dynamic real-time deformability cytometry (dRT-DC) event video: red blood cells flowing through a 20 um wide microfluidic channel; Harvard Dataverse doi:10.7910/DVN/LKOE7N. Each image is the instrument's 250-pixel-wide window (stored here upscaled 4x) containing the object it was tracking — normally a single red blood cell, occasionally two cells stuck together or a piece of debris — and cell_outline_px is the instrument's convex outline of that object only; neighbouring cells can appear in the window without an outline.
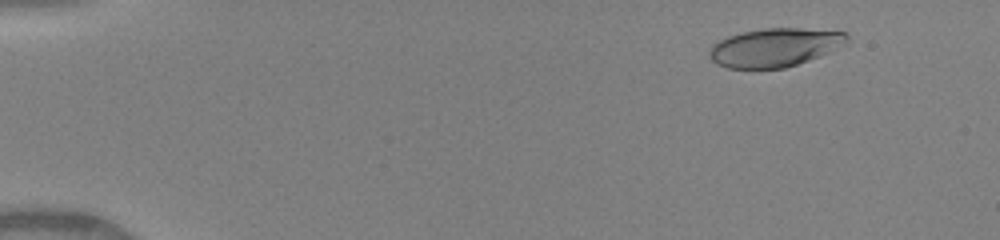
{"species": "human", "species_latin": "Homo sapiens", "temperature_condition": "warm", "stored_images_in_passage": 46, "camera_frame_rate_fps": 3000, "um_per_image_px": 0.085, "donor": {"sex": "female"}, "frame": {"image": 1, "passage_image": 2, "time_ms": 0.333, "image_size_px": [1000, 240], "cell_outline_px": [[848, 40], [828, 52], [820, 56], [784, 68], [728, 68], [716, 64], [708, 56], [708, 52], [716, 40], [740, 32], [764, 28], [796, 28], [848, 32]], "centroid_in_image_um": [65.78, 4.02], "position_along_channel_um": 19.2, "area_um2": 30.75}}
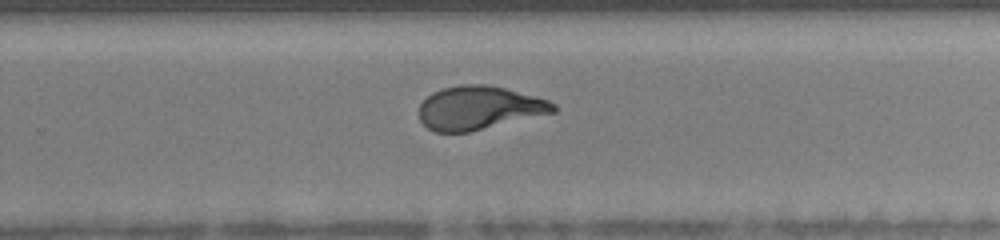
{"frame": {"image": 2, "passage_image": 30, "time_ms": 9.667, "image_size_px": [1000, 240], "cell_outline_px": [[556, 112], [468, 132], [436, 132], [428, 128], [420, 120], [420, 104], [432, 92], [440, 88], [460, 84], [484, 84], [504, 88], [548, 100], [556, 104]], "centroid_in_image_um": [40.71, 9.16], "position_along_channel_um": 289.1, "area_um2": 33.87}}
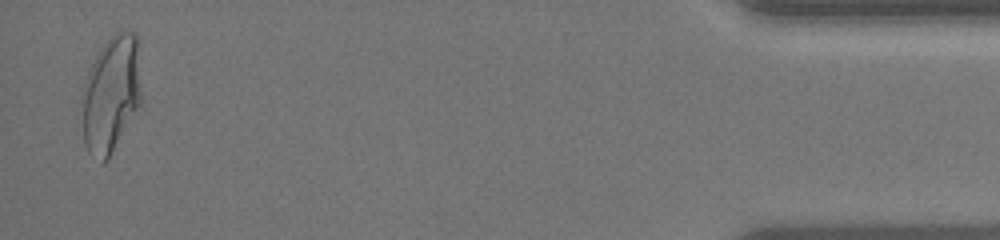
{"frame": {"image": 3, "passage_image": 45, "time_ms": 14.667, "image_size_px": [1000, 240], "cell_outline_px": [[140, 104], [108, 160], [104, 164], [100, 164], [88, 152], [84, 144], [80, 96], [84, 84], [92, 64], [100, 48], [120, 28], [136, 32], [140, 40]], "centroid_in_image_um": [9.44, 7.99], "position_along_channel_um": 425.8, "area_um2": 41.27}, "authors_computed_cell_mechanics": {"area_um2": 34.68, "velocity_mm_per_s": 4.1677, "shape_relaxation_time_tau1_ms": 5.2792, "shape_relaxation_time_tau2_ms": 0.9663, "deformation_change_tau1": 0.2512, "deformation_change_tau2": 0.0894}}